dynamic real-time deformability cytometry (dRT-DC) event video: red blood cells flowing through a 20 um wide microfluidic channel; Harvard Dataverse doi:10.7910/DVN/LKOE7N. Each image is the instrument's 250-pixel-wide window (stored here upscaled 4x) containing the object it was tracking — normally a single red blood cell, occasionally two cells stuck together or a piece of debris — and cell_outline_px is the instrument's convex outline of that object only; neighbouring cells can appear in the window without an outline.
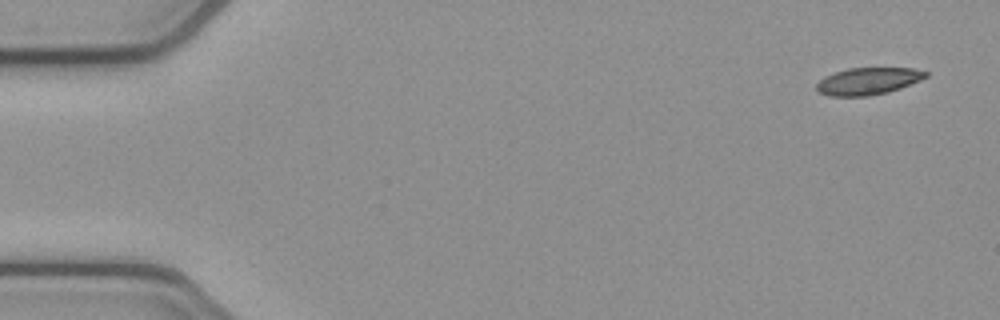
{"species": "common noctule bat (a hibernating species)", "species_latin": "Nyctalus noctula", "temperature_condition": "cold", "stored_images_in_passage": 5, "camera_frame_rate_fps": 3000, "um_per_image_px": 0.085, "animal": {"sex": "female", "body_mass_g": 21.9}, "frame": {"image": 1, "passage_image": 1, "time_ms": 0.0, "image_size_px": [1000, 320], "cell_outline_px": [[928, 76], [920, 80], [900, 88], [888, 92], [868, 96], [828, 96], [820, 92], [816, 88], [816, 84], [824, 76], [848, 68], [912, 68], [928, 72]], "centroid_in_image_um": [73.78, 6.9], "position_along_channel_um": 11.2, "area_um2": 17.17}}
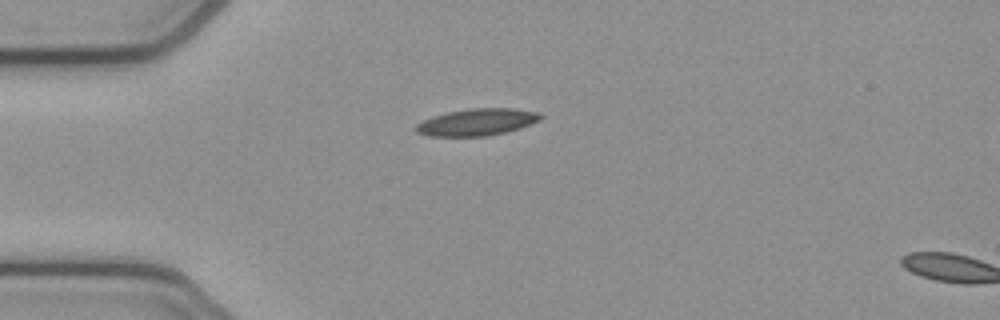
{"frame": {"image": 2, "passage_image": 4, "time_ms": 1.0, "image_size_px": [1000, 320], "cell_outline_px": [[544, 116], [540, 120], [520, 128], [488, 136], [428, 136], [416, 132], [416, 124], [432, 116], [448, 112], [472, 108], [512, 108], [540, 112]], "centroid_in_image_um": [40.57, 10.37], "position_along_channel_um": 44.4, "area_um2": 19.54}}